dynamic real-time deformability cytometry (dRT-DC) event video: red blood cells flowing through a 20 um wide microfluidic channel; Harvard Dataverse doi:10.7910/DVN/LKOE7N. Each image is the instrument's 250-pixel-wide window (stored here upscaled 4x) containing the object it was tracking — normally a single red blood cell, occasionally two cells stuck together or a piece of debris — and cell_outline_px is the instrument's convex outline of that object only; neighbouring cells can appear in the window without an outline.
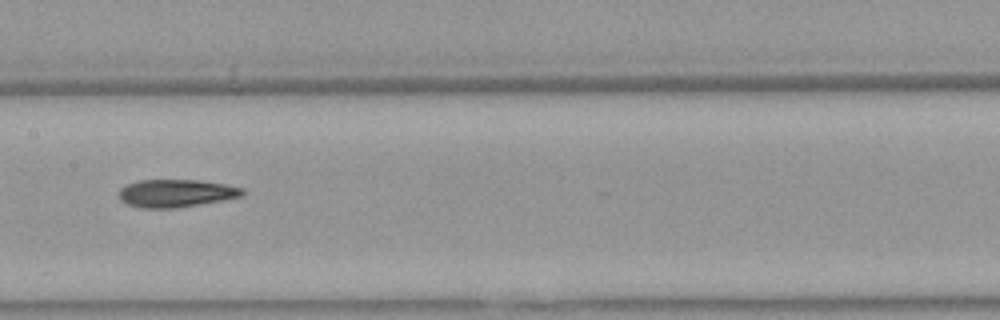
{"species": "Egyptian fruit bat (a non-hibernating species)", "species_latin": "Rousettus aegyptiacus", "temperature_condition": "warm", "stored_images_in_passage": 51, "segment_of_instrument_passage": [2, 2], "camera_frame_rate_fps": 3000, "um_per_image_px": 0.085, "animal": {"sex": "female"}, "frame": {"image": 1, "passage_image": 26, "time_ms": 8.333, "image_size_px": [1000, 320], "cell_outline_px": [[244, 196], [172, 208], [140, 208], [128, 204], [120, 200], [120, 188], [128, 184], [140, 180], [200, 180], [224, 184], [244, 188]], "centroid_in_image_um": [14.96, 16.42], "position_along_channel_um": 192.4, "area_um2": 19.71}}
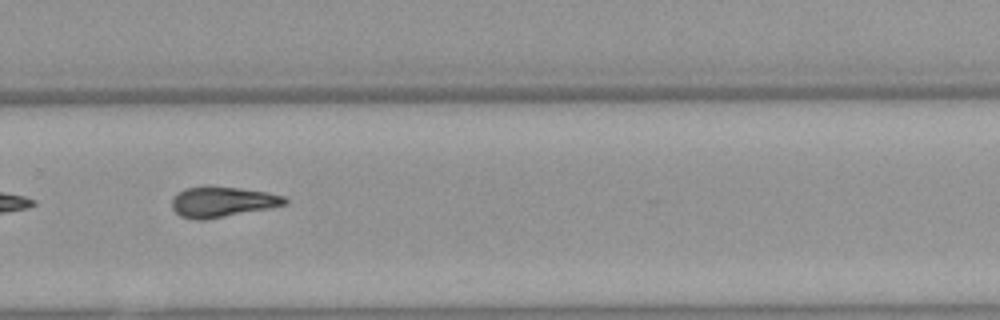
{"frame": {"image": 2, "passage_image": 35, "time_ms": 11.333, "image_size_px": [1000, 320], "cell_outline_px": [[288, 204], [272, 208], [204, 220], [196, 220], [180, 216], [172, 208], [172, 200], [184, 188], [208, 184], [240, 188], [268, 192], [284, 196], [288, 200]], "centroid_in_image_um": [18.92, 17.14], "position_along_channel_um": 310.9, "area_um2": 20.46}}
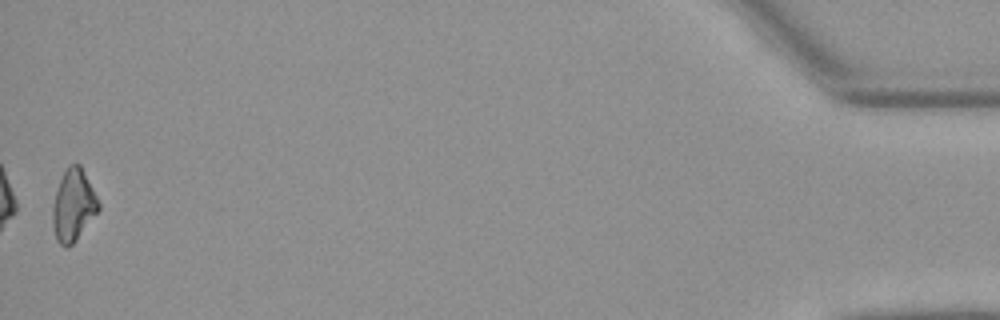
{"frame": {"image": 3, "passage_image": 51, "time_ms": 16.667, "image_size_px": [1000, 320], "cell_outline_px": [[100, 208], [76, 240], [72, 244], [60, 244], [56, 240], [52, 220], [52, 208], [56, 192], [60, 180], [68, 164], [80, 164], [100, 204]], "centroid_in_image_um": [6.22, 17.43], "position_along_channel_um": 429.0, "area_um2": 18.73}}